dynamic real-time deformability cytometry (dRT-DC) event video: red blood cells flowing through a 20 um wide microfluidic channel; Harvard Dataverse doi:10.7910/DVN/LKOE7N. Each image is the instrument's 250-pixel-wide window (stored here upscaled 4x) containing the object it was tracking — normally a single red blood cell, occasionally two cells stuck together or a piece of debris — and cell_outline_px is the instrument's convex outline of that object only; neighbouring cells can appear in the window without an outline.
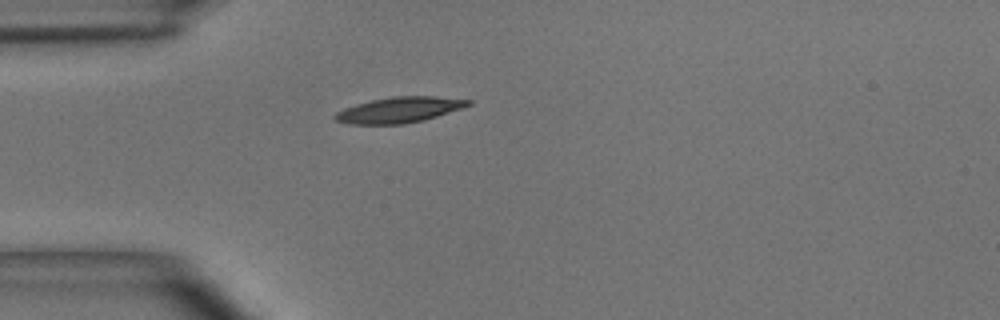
{"species": "common noctule bat (a hibernating species)", "species_latin": "Nyctalus noctula", "temperature_condition": "room temperature", "stored_images_in_passage": 1, "camera_frame_rate_fps": 3000, "um_per_image_px": 0.085, "animal": {"sex": "male", "body_mass_g": 15.6}, "frame": {"image": 1, "passage_image": 1, "time_ms": 0.0, "image_size_px": [1000, 320], "cell_outline_px": [[472, 104], [424, 120], [404, 124], [348, 124], [336, 120], [332, 116], [336, 112], [344, 108], [356, 104], [372, 100], [392, 96], [436, 96], [472, 100]], "centroid_in_image_um": [33.91, 9.33], "position_along_channel_um": 51.1, "area_um2": 19.83}}